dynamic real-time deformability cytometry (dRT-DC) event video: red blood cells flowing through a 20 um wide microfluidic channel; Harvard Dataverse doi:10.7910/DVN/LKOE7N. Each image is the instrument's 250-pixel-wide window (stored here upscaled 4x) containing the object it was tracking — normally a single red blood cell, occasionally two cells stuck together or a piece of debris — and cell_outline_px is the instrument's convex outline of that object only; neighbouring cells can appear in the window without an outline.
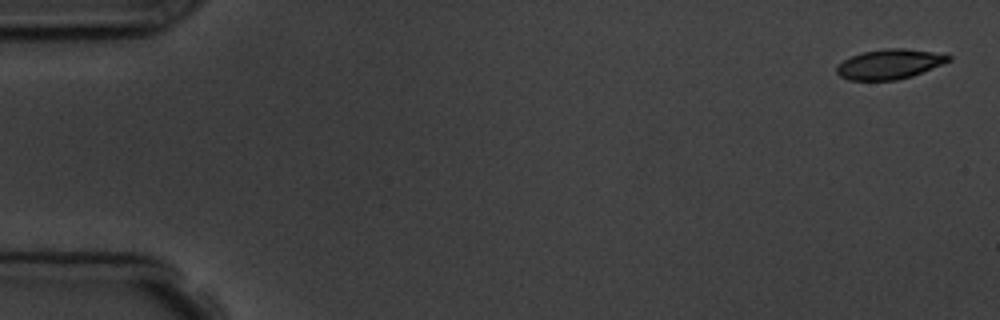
{"species": "common noctule bat (a hibernating species)", "species_latin": "Nyctalus noctula", "temperature_condition": "room temperature", "stored_images_in_passage": 5, "camera_frame_rate_fps": 3000, "um_per_image_px": 0.085, "animal": {"sex": "male", "body_mass_g": 19.5, "forearm_length_mm": 54.6}, "frame": {"image": 1, "passage_image": 1, "time_ms": 0.0, "image_size_px": [1000, 320], "cell_outline_px": [[952, 60], [912, 76], [896, 80], [848, 80], [840, 76], [836, 72], [836, 64], [852, 56], [864, 52], [884, 48], [904, 48], [932, 52], [952, 56]], "centroid_in_image_um": [75.59, 5.45], "position_along_channel_um": 9.4, "area_um2": 19.36}}
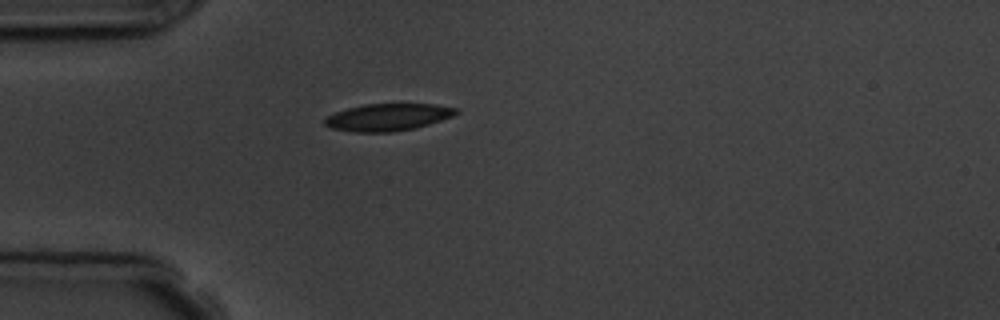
{"frame": {"image": 2, "passage_image": 5, "time_ms": 4.667, "image_size_px": [1000, 320], "cell_outline_px": [[460, 112], [452, 116], [416, 128], [392, 132], [352, 132], [332, 128], [324, 124], [324, 120], [328, 116], [336, 112], [348, 108], [364, 104], [436, 104], [456, 108]], "centroid_in_image_um": [32.97, 9.96], "position_along_channel_um": 52.0, "area_um2": 20.69}}